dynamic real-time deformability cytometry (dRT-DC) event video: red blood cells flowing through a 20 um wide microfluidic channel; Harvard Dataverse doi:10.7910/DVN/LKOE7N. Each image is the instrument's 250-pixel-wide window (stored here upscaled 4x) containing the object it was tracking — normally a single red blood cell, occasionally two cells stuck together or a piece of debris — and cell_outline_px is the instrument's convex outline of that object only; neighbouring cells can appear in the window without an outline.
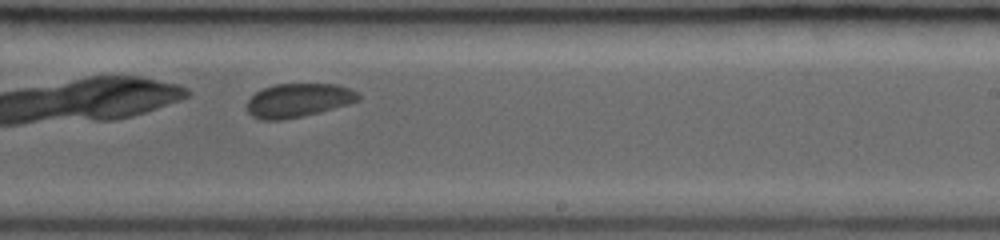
{"species": "common noctule bat (a hibernating species)", "species_latin": "Nyctalus noctula", "temperature_condition": "room temperature", "stored_images_in_passage": 24, "camera_frame_rate_fps": 3000, "um_per_image_px": 0.085, "animal": {"sex": "female", "body_mass_g": 19.0, "forearm_length_mm": 53.3}, "frame": {"image": 1, "passage_image": 14, "time_ms": 4.333, "image_size_px": [1000, 240], "cell_outline_px": [[360, 100], [348, 104], [300, 116], [280, 120], [260, 120], [252, 116], [248, 112], [248, 100], [256, 92], [264, 88], [276, 84], [336, 84], [348, 88], [356, 92], [360, 96]], "centroid_in_image_um": [25.34, 8.52], "position_along_channel_um": 263.7, "area_um2": 21.5}}
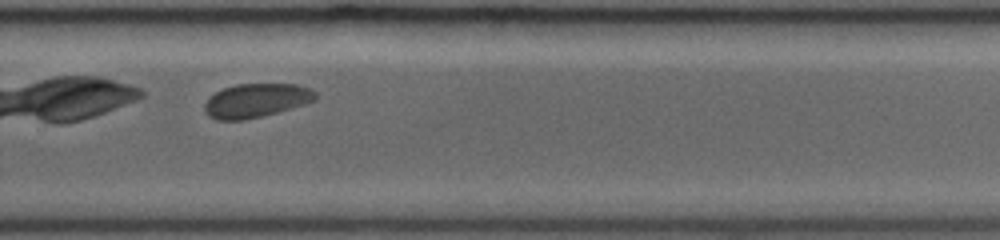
{"frame": {"image": 2, "passage_image": 17, "time_ms": 5.333, "image_size_px": [1000, 240], "cell_outline_px": [[316, 100], [304, 104], [276, 112], [244, 120], [216, 120], [208, 116], [204, 112], [204, 104], [216, 92], [224, 88], [236, 84], [296, 84], [308, 88], [316, 92]], "centroid_in_image_um": [21.75, 8.54], "position_along_channel_um": 308.1, "area_um2": 21.68}}